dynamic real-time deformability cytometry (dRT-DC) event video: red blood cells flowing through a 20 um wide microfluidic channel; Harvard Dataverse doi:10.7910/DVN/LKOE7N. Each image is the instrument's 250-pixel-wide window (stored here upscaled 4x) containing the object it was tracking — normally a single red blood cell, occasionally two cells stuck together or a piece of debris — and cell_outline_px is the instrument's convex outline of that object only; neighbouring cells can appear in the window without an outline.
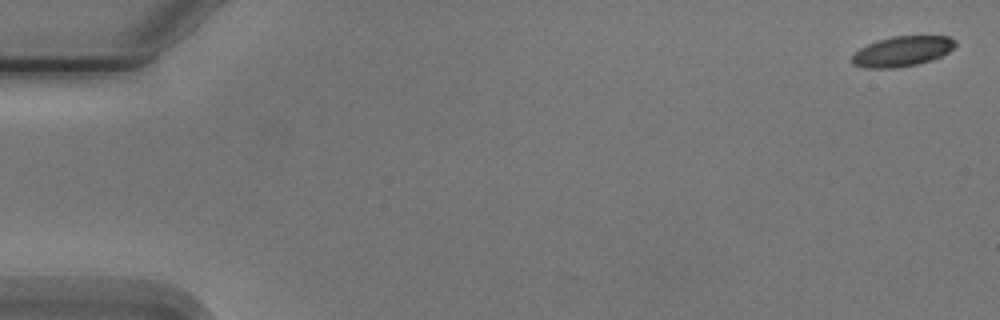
{"species": "Egyptian fruit bat (a non-hibernating species)", "species_latin": "Rousettus aegyptiacus", "temperature_condition": "cold", "stored_images_in_passage": 7, "camera_frame_rate_fps": 3000, "um_per_image_px": 0.085, "animal": {"sex": "male"}, "frame": {"image": 1, "passage_image": 1, "time_ms": 0.0, "image_size_px": [1000, 320], "cell_outline_px": [[956, 44], [948, 52], [932, 60], [916, 64], [896, 68], [864, 68], [852, 64], [852, 56], [860, 48], [868, 44], [892, 36], [948, 36], [956, 40]], "centroid_in_image_um": [76.68, 4.37], "position_along_channel_um": 8.3, "area_um2": 18.03}}
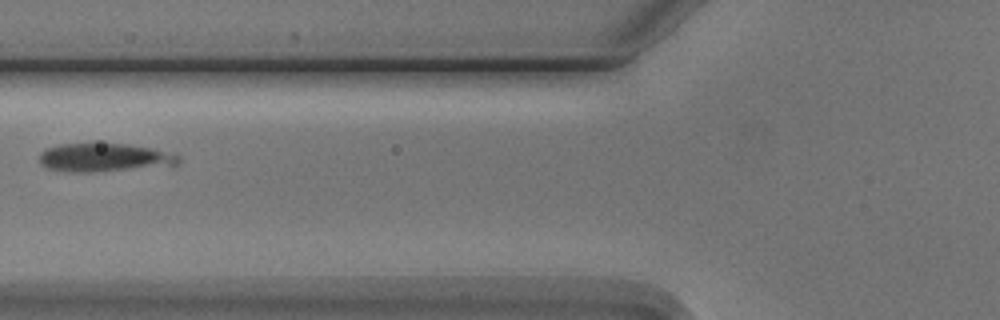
{"frame": {"image": 2, "passage_image": 6, "time_ms": 7.0, "image_size_px": [1000, 320], "cell_outline_px": [[180, 160], [176, 164], [88, 172], [72, 172], [48, 168], [40, 164], [40, 152], [44, 148], [60, 144], [128, 144], [152, 148], [180, 156]], "centroid_in_image_um": [8.78, 13.37], "position_along_channel_um": 117.0, "area_um2": 22.43}}
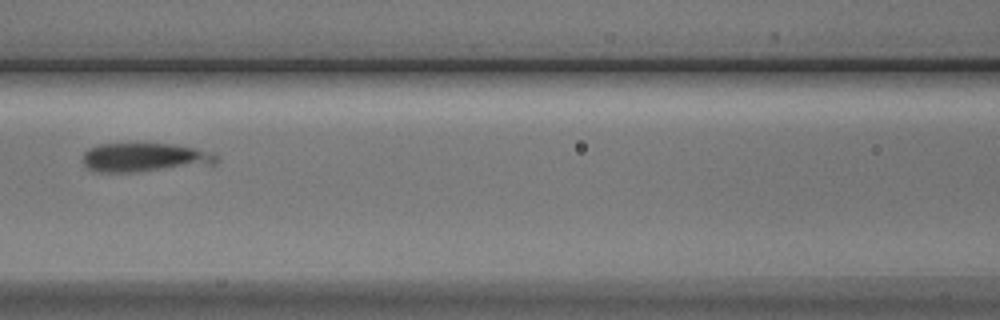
{"frame": {"image": 3, "passage_image": 7, "time_ms": 8.0, "image_size_px": [1000, 320], "cell_outline_px": [[220, 160], [216, 164], [136, 172], [100, 172], [88, 168], [84, 164], [84, 152], [88, 148], [100, 144], [172, 144], [196, 148], [216, 152]], "centroid_in_image_um": [12.38, 13.38], "position_along_channel_um": 154.2, "area_um2": 22.66}}